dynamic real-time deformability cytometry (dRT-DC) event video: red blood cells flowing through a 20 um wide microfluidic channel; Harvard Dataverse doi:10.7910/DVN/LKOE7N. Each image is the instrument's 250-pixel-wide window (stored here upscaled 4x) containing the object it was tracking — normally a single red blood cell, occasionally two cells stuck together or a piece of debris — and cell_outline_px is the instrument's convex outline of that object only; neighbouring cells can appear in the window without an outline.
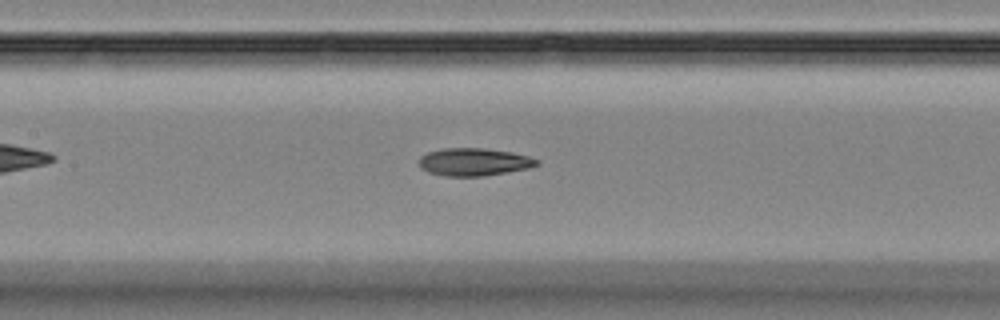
{"species": "Egyptian fruit bat (a non-hibernating species)", "species_latin": "Rousettus aegyptiacus", "temperature_condition": "room temperature", "stored_images_in_passage": 41, "camera_frame_rate_fps": 3000, "um_per_image_px": 0.085, "animal": {"sex": "female"}, "frame": {"image": 1, "passage_image": 19, "time_ms": 6.0, "image_size_px": [1000, 320], "cell_outline_px": [[540, 164], [528, 168], [508, 172], [484, 176], [444, 176], [428, 172], [420, 168], [420, 156], [428, 152], [444, 148], [484, 148], [512, 152], [528, 156], [540, 160]], "centroid_in_image_um": [40.3, 13.76], "position_along_channel_um": 167.1, "area_um2": 19.07}}
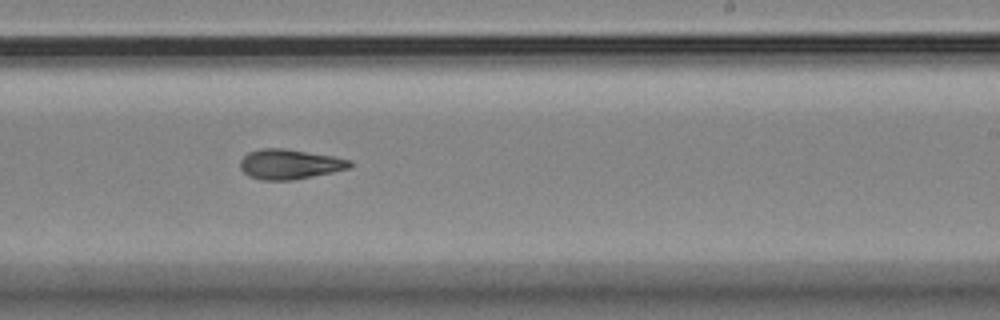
{"frame": {"image": 2, "passage_image": 27, "time_ms": 8.667, "image_size_px": [1000, 320], "cell_outline_px": [[352, 168], [292, 180], [260, 180], [248, 176], [240, 168], [240, 160], [248, 152], [260, 148], [284, 148], [332, 156], [352, 160]], "centroid_in_image_um": [24.61, 13.95], "position_along_channel_um": 264.4, "area_um2": 19.19}}
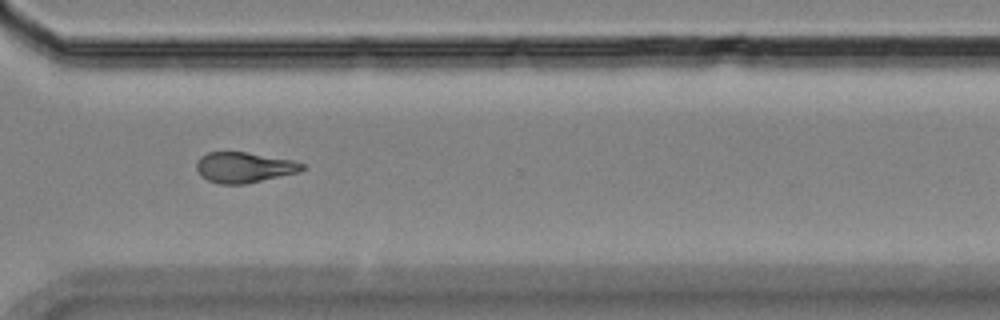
{"frame": {"image": 3, "passage_image": 34, "time_ms": 11.0, "image_size_px": [1000, 320], "cell_outline_px": [[308, 168], [300, 172], [244, 184], [220, 184], [208, 180], [200, 176], [196, 168], [196, 164], [200, 156], [208, 152], [248, 152], [292, 160], [304, 164]], "centroid_in_image_um": [20.76, 14.22], "position_along_channel_um": 349.8, "area_um2": 18.9}, "authors_computed_cell_mechanics": {"area_um2": 19.074, "velocity_mm_per_s": 3.6617, "shape_relaxation_time_tau1_ms": 4.5141, "shape_relaxation_time_tau2_ms": 4.8913, "deformation_change_tau1": 0.143, "deformation_change_tau2": 0.1427}}